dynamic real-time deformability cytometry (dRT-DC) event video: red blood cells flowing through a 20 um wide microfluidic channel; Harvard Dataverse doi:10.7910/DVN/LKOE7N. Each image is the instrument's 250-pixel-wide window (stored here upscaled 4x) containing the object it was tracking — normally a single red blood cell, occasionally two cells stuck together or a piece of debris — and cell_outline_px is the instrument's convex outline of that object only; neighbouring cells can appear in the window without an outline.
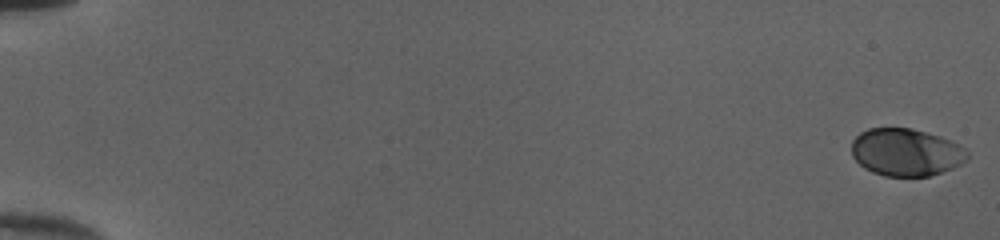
{"species": "human", "species_latin": "Homo sapiens", "temperature_condition": "cold", "stored_images_in_passage": 53, "camera_frame_rate_fps": 3000, "um_per_image_px": 0.085, "donor": {"sex": "female"}, "frame": {"image": 1, "passage_image": 1, "time_ms": 0.0, "image_size_px": [1000, 240], "cell_outline_px": [[968, 160], [952, 168], [932, 176], [884, 176], [872, 172], [864, 168], [852, 156], [852, 140], [860, 132], [868, 128], [912, 128], [940, 136], [964, 148], [968, 152]], "centroid_in_image_um": [76.99, 12.94], "position_along_channel_um": 8.0, "area_um2": 32.08}}
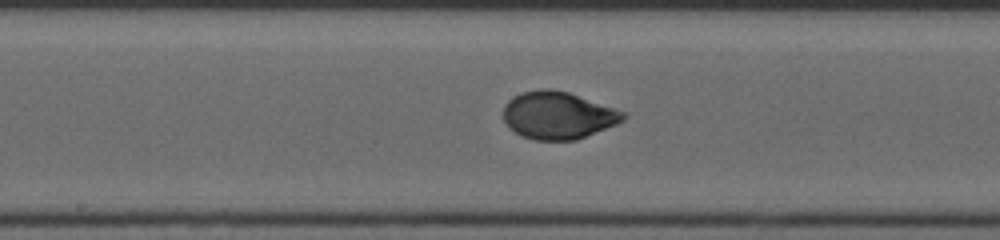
{"frame": {"image": 2, "passage_image": 30, "time_ms": 9.667, "image_size_px": [1000, 240], "cell_outline_px": [[628, 116], [624, 120], [616, 124], [576, 140], [536, 140], [524, 136], [508, 128], [504, 120], [504, 104], [512, 96], [520, 92], [540, 88], [548, 88], [568, 92], [624, 112]], "centroid_in_image_um": [47.39, 9.79], "position_along_channel_um": 200.8, "area_um2": 33.0}}
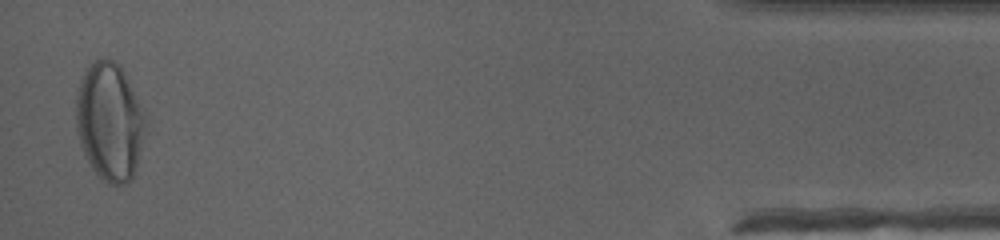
{"frame": {"image": 3, "passage_image": 52, "time_ms": 17.0, "image_size_px": [1000, 240], "cell_outline_px": [[144, 124], [140, 148], [136, 168], [132, 176], [124, 184], [108, 184], [92, 168], [80, 144], [76, 128], [76, 88], [84, 68], [100, 56], [108, 56], [124, 72], [128, 80], [144, 116]], "centroid_in_image_um": [9.25, 10.27], "position_along_channel_um": 426.0, "area_um2": 47.11}, "authors_computed_cell_mechanics": {"area_um2": 32.7726, "velocity_mm_per_s": 4.0337, "shape_relaxation_time_tau1_ms": 3.1696, "shape_relaxation_time_tau2_ms": null, "deformation_change_tau1": 0.1556, "deformation_change_tau2": null}}